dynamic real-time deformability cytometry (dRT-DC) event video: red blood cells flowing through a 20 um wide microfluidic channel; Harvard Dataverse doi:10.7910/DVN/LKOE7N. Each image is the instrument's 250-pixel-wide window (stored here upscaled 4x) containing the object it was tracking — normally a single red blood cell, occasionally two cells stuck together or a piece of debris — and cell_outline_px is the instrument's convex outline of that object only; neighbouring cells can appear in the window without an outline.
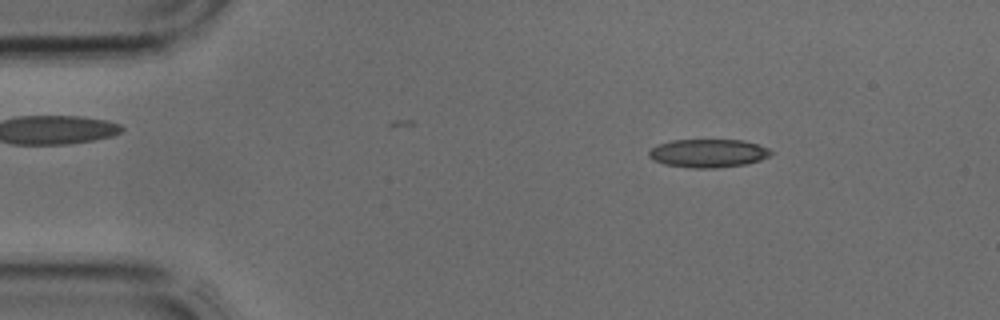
{"species": "common noctule bat (a hibernating species)", "species_latin": "Nyctalus noctula", "temperature_condition": "cold", "stored_images_in_passage": 3, "camera_frame_rate_fps": 3000, "um_per_image_px": 0.085, "animal": {"sex": "male", "body_mass_g": 17.9, "forearm_length_mm": 54.2}, "frame": {"image": 1, "passage_image": 1, "time_ms": 0.0, "image_size_px": [1000, 320], "cell_outline_px": [[772, 152], [768, 156], [760, 160], [748, 164], [716, 168], [692, 168], [664, 164], [652, 160], [648, 156], [648, 152], [656, 144], [672, 140], [744, 140], [768, 148]], "centroid_in_image_um": [60.16, 13.03], "position_along_channel_um": 24.8, "area_um2": 20.23}}
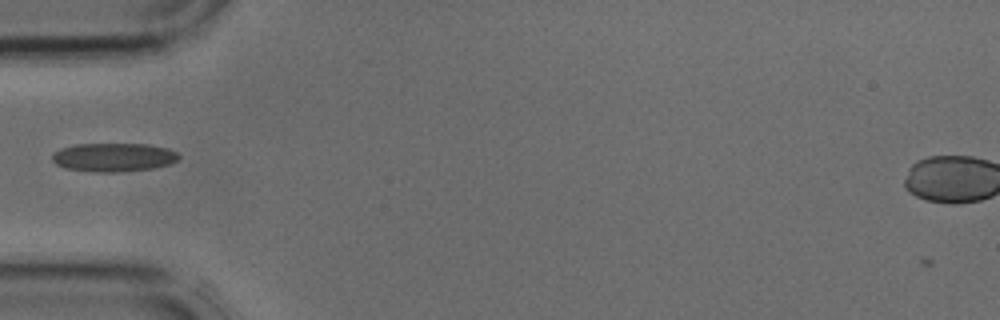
{"frame": {"image": 2, "passage_image": 3, "time_ms": 0.667, "image_size_px": [1000, 320], "cell_outline_px": [[180, 156], [176, 160], [168, 164], [152, 168], [116, 172], [92, 172], [64, 168], [56, 164], [52, 160], [52, 152], [60, 148], [76, 144], [148, 144], [168, 148], [176, 152]], "centroid_in_image_um": [9.6, 13.36], "position_along_channel_um": 75.4, "area_um2": 21.15}}